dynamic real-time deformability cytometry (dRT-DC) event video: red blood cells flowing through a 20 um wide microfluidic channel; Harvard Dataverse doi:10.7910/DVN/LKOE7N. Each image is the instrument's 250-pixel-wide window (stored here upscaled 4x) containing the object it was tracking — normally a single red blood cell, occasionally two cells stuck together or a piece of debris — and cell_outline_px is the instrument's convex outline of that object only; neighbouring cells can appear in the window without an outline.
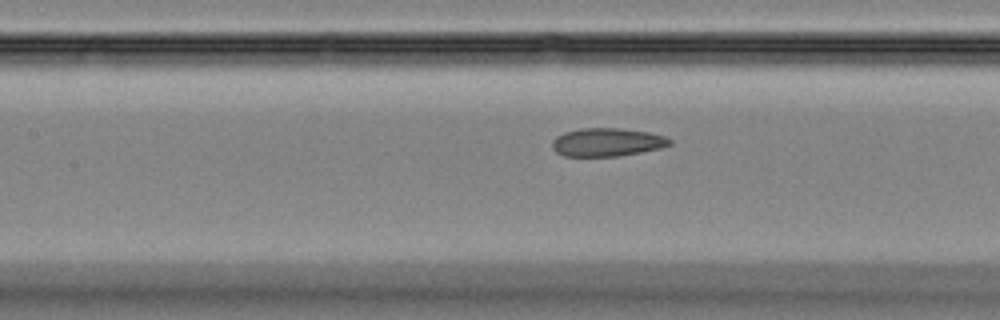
{"species": "Egyptian fruit bat (a non-hibernating species)", "species_latin": "Rousettus aegyptiacus", "temperature_condition": "room temperature", "stored_images_in_passage": 47, "camera_frame_rate_fps": 3000, "um_per_image_px": 0.085, "animal": {"sex": "female"}, "frame": {"image": 1, "passage_image": 21, "time_ms": 6.667, "image_size_px": [1000, 320], "cell_outline_px": [[672, 144], [660, 148], [620, 156], [564, 156], [556, 152], [552, 148], [552, 140], [556, 136], [564, 132], [580, 128], [620, 128], [648, 132], [664, 136], [672, 140]], "centroid_in_image_um": [51.58, 12.08], "position_along_channel_um": 155.8, "area_um2": 19.42}}
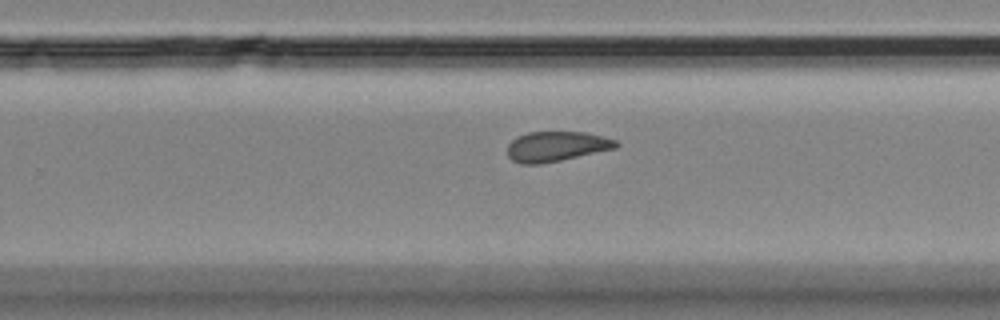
{"frame": {"image": 2, "passage_image": 30, "time_ms": 9.667, "image_size_px": [1000, 320], "cell_outline_px": [[620, 144], [616, 148], [560, 160], [540, 164], [520, 164], [512, 160], [508, 156], [508, 144], [516, 136], [528, 132], [584, 132], [616, 140]], "centroid_in_image_um": [47.26, 12.44], "position_along_channel_um": 282.5, "area_um2": 18.9}}
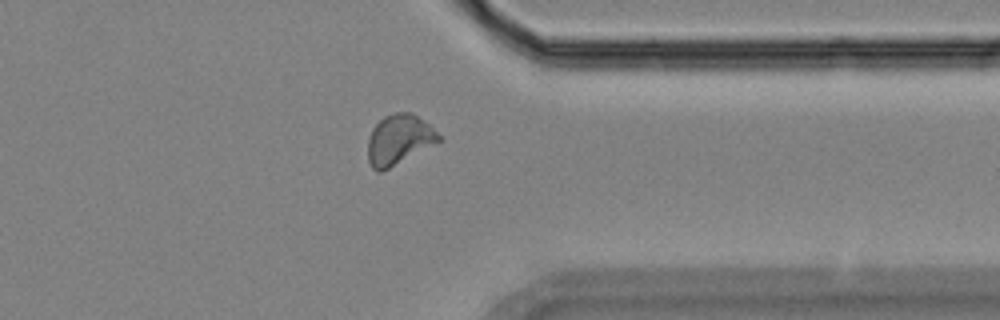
{"frame": {"image": 3, "passage_image": 37, "time_ms": 12.0, "image_size_px": [1000, 320], "cell_outline_px": [[440, 140], [388, 168], [380, 172], [376, 172], [372, 168], [368, 160], [368, 140], [372, 128], [384, 116], [396, 112], [408, 112], [424, 120], [440, 136]], "centroid_in_image_um": [33.86, 11.86], "position_along_channel_um": 377.5, "area_um2": 20.06}}